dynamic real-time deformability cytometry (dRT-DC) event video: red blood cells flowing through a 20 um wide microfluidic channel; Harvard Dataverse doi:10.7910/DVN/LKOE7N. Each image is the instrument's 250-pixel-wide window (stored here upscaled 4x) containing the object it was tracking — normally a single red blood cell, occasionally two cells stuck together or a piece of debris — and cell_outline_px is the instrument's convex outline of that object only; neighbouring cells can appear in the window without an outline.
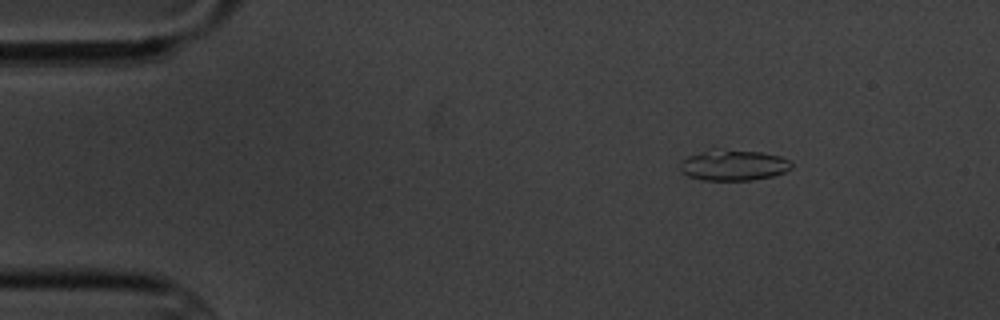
{"species": "common noctule bat (a hibernating species)", "species_latin": "Nyctalus noctula", "temperature_condition": "cold", "stored_images_in_passage": 9, "camera_frame_rate_fps": 3000, "um_per_image_px": 0.085, "animal": {"sex": "male", "body_mass_g": 20.1, "forearm_length_mm": 53.5}, "frame": {"image": 1, "passage_image": 1, "time_ms": 0.0, "image_size_px": [1000, 320], "cell_outline_px": [[792, 168], [784, 172], [772, 176], [752, 180], [704, 180], [688, 176], [680, 172], [680, 164], [688, 156], [712, 148], [760, 152], [780, 156], [788, 160], [792, 164]], "centroid_in_image_um": [62.33, 14.03], "position_along_channel_um": 22.7, "area_um2": 20.0}}
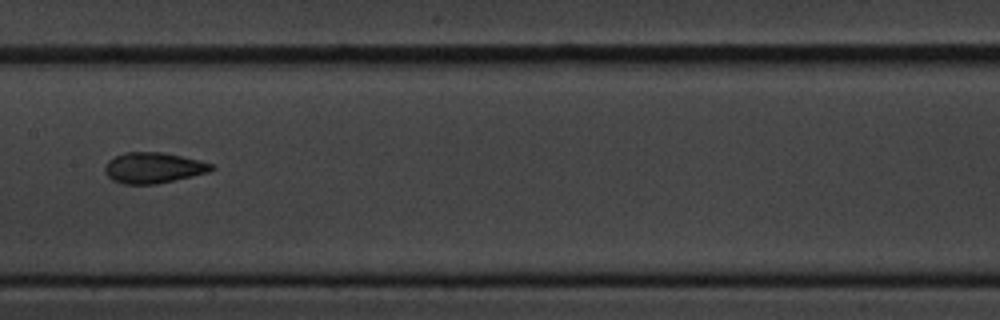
{"frame": {"image": 2, "passage_image": 7, "time_ms": 7.0, "image_size_px": [1000, 320], "cell_outline_px": [[216, 168], [208, 172], [192, 176], [156, 184], [124, 184], [112, 180], [104, 172], [104, 164], [108, 160], [124, 152], [160, 152], [200, 160], [212, 164]], "centroid_in_image_um": [13.0, 14.26], "position_along_channel_um": 194.4, "area_um2": 19.07}}
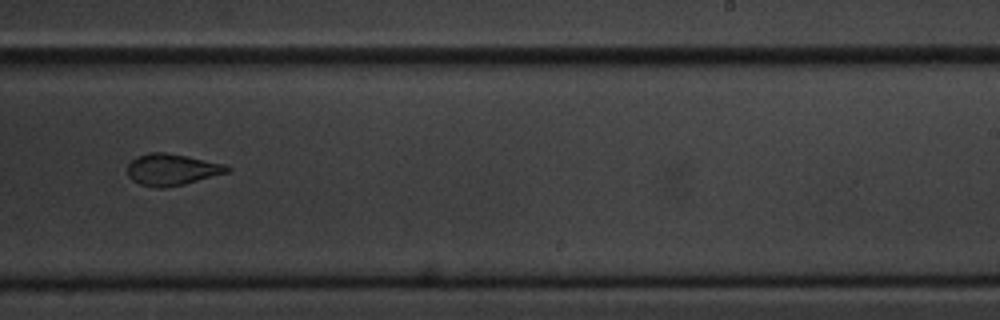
{"frame": {"image": 3, "passage_image": 9, "time_ms": 9.333, "image_size_px": [1000, 320], "cell_outline_px": [[232, 168], [228, 172], [184, 184], [164, 188], [156, 188], [140, 184], [132, 180], [128, 176], [128, 164], [132, 160], [140, 156], [152, 152], [164, 152], [188, 156], [224, 164]], "centroid_in_image_um": [14.61, 14.42], "position_along_channel_um": 274.4, "area_um2": 18.15}}